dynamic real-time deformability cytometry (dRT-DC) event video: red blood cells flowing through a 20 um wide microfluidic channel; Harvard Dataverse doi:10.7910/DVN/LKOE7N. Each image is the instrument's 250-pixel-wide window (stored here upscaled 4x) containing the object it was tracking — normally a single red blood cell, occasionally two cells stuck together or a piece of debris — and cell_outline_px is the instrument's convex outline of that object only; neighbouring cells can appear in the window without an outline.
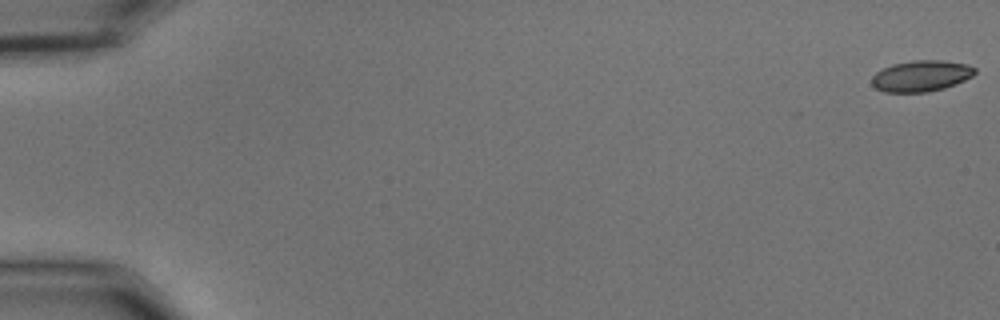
{"species": "common noctule bat (a hibernating species)", "species_latin": "Nyctalus noctula", "temperature_condition": "cold", "stored_images_in_passage": 11, "camera_frame_rate_fps": 3000, "um_per_image_px": 0.085, "animal": {"sex": "male", "body_mass_g": 15.6}, "frame": {"image": 1, "passage_image": 1, "time_ms": 0.0, "image_size_px": [1000, 320], "cell_outline_px": [[976, 72], [972, 76], [956, 84], [944, 88], [928, 92], [884, 92], [876, 88], [872, 84], [872, 76], [876, 72], [892, 64], [912, 60], [944, 60], [968, 64], [976, 68]], "centroid_in_image_um": [78.32, 6.45], "position_along_channel_um": 6.7, "area_um2": 18.79}}